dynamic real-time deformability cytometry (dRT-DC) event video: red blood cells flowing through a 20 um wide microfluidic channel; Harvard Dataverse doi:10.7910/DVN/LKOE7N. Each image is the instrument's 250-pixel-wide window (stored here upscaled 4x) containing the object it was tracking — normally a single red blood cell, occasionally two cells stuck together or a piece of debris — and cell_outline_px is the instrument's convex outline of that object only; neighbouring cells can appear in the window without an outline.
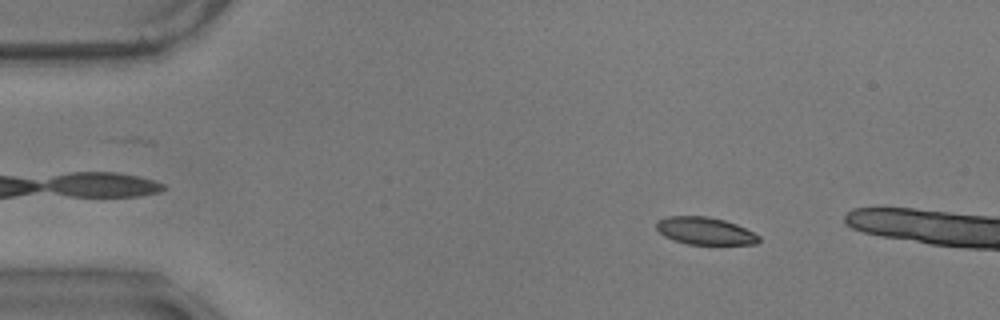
{"species": "common noctule bat (a hibernating species)", "species_latin": "Nyctalus noctula", "temperature_condition": "warm", "stored_images_in_passage": 18, "camera_frame_rate_fps": 3000, "um_per_image_px": 0.085, "animal": {"sex": "male", "body_mass_g": 17.9}, "frame": {"image": 1, "passage_image": 9, "time_ms": 2.667, "image_size_px": [1000, 320], "cell_outline_px": [[760, 240], [756, 244], [688, 244], [664, 236], [656, 228], [656, 220], [668, 216], [708, 216], [724, 220], [736, 224], [760, 236]], "centroid_in_image_um": [59.91, 19.62], "position_along_channel_um": 25.1, "area_um2": 16.24}}